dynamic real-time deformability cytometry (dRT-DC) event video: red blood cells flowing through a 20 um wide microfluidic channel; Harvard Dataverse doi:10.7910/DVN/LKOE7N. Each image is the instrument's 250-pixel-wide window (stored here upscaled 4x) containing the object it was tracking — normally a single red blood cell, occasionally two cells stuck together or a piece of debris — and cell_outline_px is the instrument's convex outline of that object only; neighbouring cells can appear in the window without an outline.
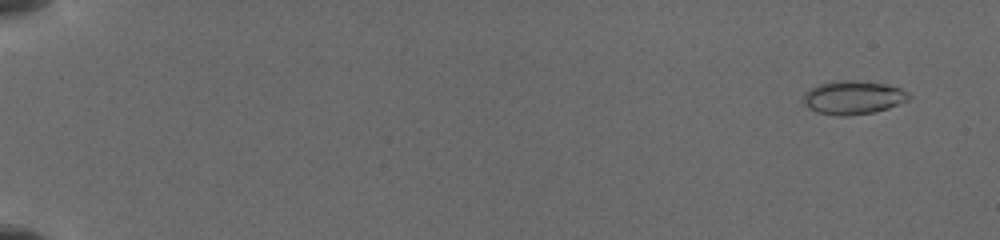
{"species": "common noctule bat (a hibernating species)", "species_latin": "Nyctalus noctula", "temperature_condition": "cold", "stored_images_in_passage": 16, "camera_frame_rate_fps": 3000, "um_per_image_px": 0.085, "animal": {"sex": "female", "body_mass_g": 19.5, "forearm_length_mm": 54.1}, "frame": {"image": 1, "passage_image": 3, "time_ms": 1.0, "image_size_px": [1000, 240], "cell_outline_px": [[912, 96], [908, 100], [888, 108], [872, 112], [848, 116], [836, 116], [816, 112], [808, 108], [804, 100], [804, 92], [820, 84], [844, 80], [852, 80], [884, 84], [900, 88], [908, 92]], "centroid_in_image_um": [72.53, 8.3], "position_along_channel_um": 12.5, "area_um2": 20.4}}
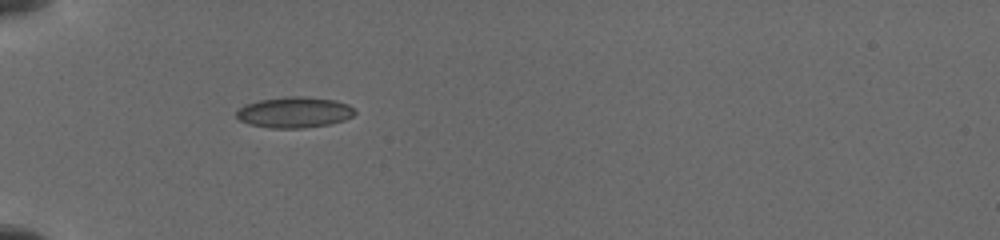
{"frame": {"image": 2, "passage_image": 13, "time_ms": 6.333, "image_size_px": [1000, 240], "cell_outline_px": [[356, 112], [352, 116], [344, 120], [328, 124], [300, 128], [268, 128], [248, 124], [240, 120], [236, 116], [236, 112], [244, 104], [260, 100], [288, 96], [300, 96], [336, 100], [348, 104]], "centroid_in_image_um": [24.99, 9.54], "position_along_channel_um": 60.0, "area_um2": 21.21}}
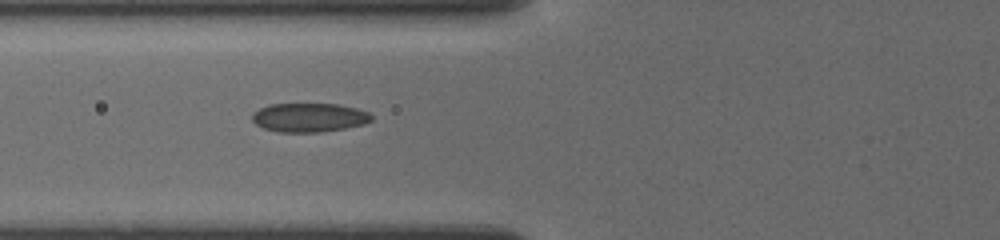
{"frame": {"image": 3, "passage_image": 16, "time_ms": 7.667, "image_size_px": [1000, 240], "cell_outline_px": [[372, 120], [364, 124], [344, 128], [320, 132], [276, 132], [264, 128], [256, 124], [252, 120], [252, 112], [268, 104], [340, 104], [356, 108], [368, 112], [372, 116]], "centroid_in_image_um": [26.26, 9.98], "position_along_channel_um": 99.5, "area_um2": 20.17}}